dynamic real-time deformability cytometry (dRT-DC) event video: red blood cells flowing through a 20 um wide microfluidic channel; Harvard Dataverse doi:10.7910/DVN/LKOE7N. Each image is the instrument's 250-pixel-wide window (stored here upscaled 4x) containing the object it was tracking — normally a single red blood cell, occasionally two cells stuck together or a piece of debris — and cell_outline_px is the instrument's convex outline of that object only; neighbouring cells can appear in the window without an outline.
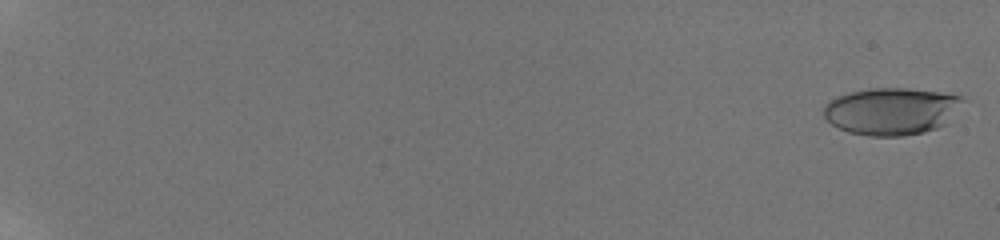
{"species": "human", "species_latin": "Homo sapiens", "temperature_condition": "room temperature", "stored_images_in_passage": 59, "camera_frame_rate_fps": 3000, "um_per_image_px": 0.085, "donor": {"sex": "male"}, "frame": {"image": 1, "passage_image": 2, "time_ms": 0.333, "image_size_px": [1000, 240], "cell_outline_px": [[964, 100], [948, 124], [924, 132], [904, 136], [868, 136], [848, 132], [832, 124], [824, 116], [824, 104], [828, 100], [836, 96], [848, 92], [868, 88], [908, 88], [960, 92]], "centroid_in_image_um": [75.84, 9.42], "position_along_channel_um": 9.2, "area_um2": 39.19}}
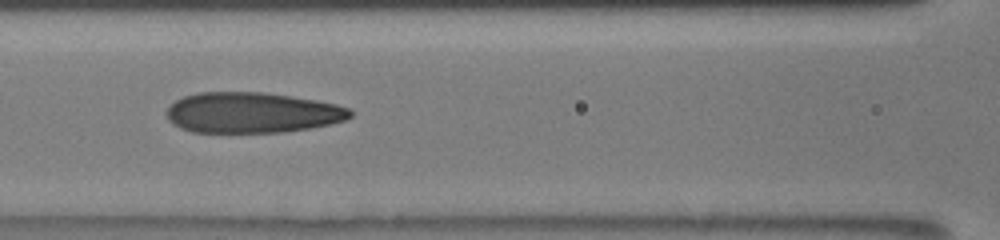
{"frame": {"image": 2, "passage_image": 32, "time_ms": 10.333, "image_size_px": [1000, 240], "cell_outline_px": [[352, 116], [344, 120], [332, 124], [312, 128], [284, 132], [192, 132], [180, 128], [172, 124], [168, 120], [164, 112], [176, 100], [184, 96], [200, 92], [264, 92], [292, 96], [316, 100], [336, 104], [348, 108], [352, 112]], "centroid_in_image_um": [21.41, 9.58], "position_along_channel_um": 145.2, "area_um2": 43.7}}
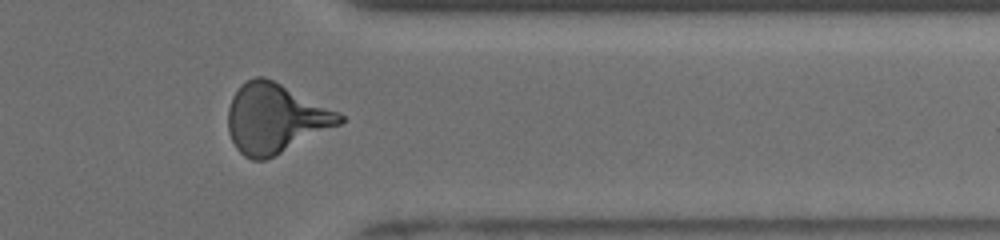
{"frame": {"image": 3, "passage_image": 51, "time_ms": 16.667, "image_size_px": [1000, 240], "cell_outline_px": [[344, 120], [340, 124], [264, 160], [252, 160], [244, 156], [236, 148], [228, 132], [228, 108], [232, 96], [240, 84], [256, 76], [264, 76], [340, 112], [344, 116]], "centroid_in_image_um": [23.36, 10.05], "position_along_channel_um": 388.0, "area_um2": 44.68}, "authors_computed_cell_mechanics": {"area_um2": 42.0784, "velocity_mm_per_s": 3.8751, "shape_relaxation_time_tau1_ms": 8.8052, "shape_relaxation_time_tau2_ms": 1.1628, "deformation_change_tau1": 0.2795, "deformation_change_tau2": 0.0996}}